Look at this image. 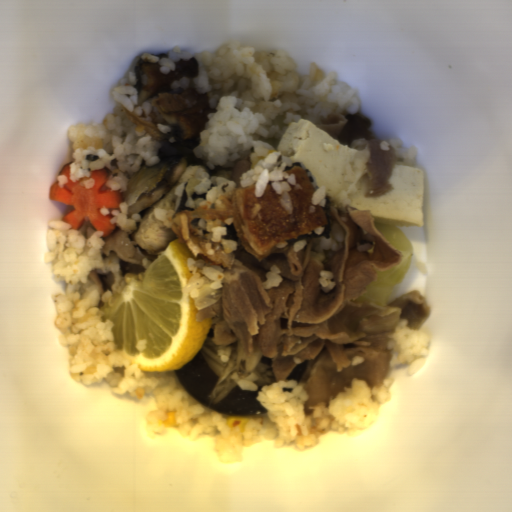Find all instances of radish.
<instances>
[{"label":"radish","mask_w":512,"mask_h":512,"mask_svg":"<svg viewBox=\"0 0 512 512\" xmlns=\"http://www.w3.org/2000/svg\"><path fill=\"white\" fill-rule=\"evenodd\" d=\"M72 162L64 164L58 172V176L65 175L67 177L68 183L64 184L63 187H59L58 181L53 183L50 187L48 201H59L65 206L74 207L60 220L69 223L71 225L69 229L79 231L88 221L93 231H103V236L99 238H107L118 227L115 223H111L114 215H104L100 210L102 207H106L110 211L119 210V205L125 202L123 201V193L125 192L111 190L106 187L111 174L110 169L106 167L101 170L90 171V178L94 179L91 189H85L80 185L82 177L76 182H72L70 180V164Z\"/></svg>","instance_id":"1f323893"}]
</instances>
